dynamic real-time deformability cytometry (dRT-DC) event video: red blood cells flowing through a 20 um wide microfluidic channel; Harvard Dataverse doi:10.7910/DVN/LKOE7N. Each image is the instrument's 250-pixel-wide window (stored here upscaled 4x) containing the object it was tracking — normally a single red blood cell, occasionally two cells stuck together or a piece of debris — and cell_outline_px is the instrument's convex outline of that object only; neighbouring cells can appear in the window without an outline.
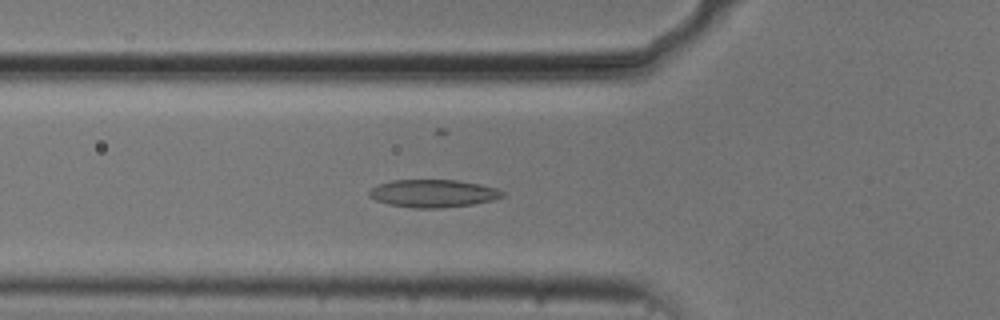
{"species": "common noctule bat (a hibernating species)", "species_latin": "Nyctalus noctula", "temperature_condition": "cold", "stored_images_in_passage": 54, "camera_frame_rate_fps": 3000, "um_per_image_px": 0.085, "animal": {"sex": "male", "body_mass_g": 20.5, "forearm_length_mm": 52.5}, "frame": {"image": 1, "passage_image": 19, "time_ms": 6.0, "image_size_px": [1000, 320], "cell_outline_px": [[508, 192], [504, 196], [492, 200], [472, 204], [440, 208], [412, 208], [388, 204], [376, 200], [368, 196], [368, 192], [372, 188], [380, 184], [392, 180], [456, 180], [480, 184], [496, 188]], "centroid_in_image_um": [36.84, 16.44], "position_along_channel_um": 89.0, "area_um2": 21.56}}
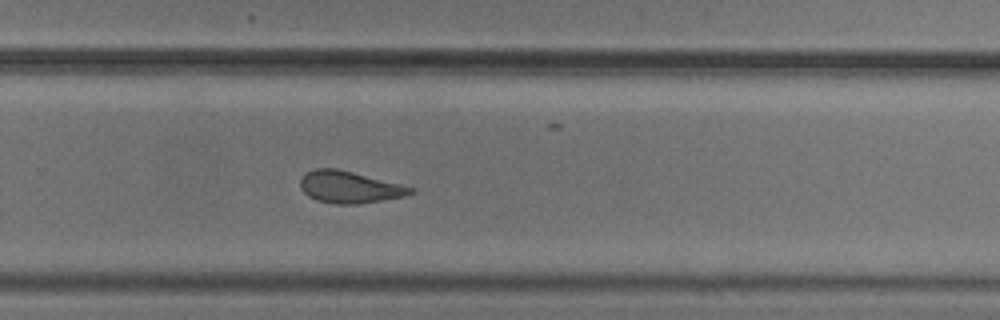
{"frame": {"image": 2, "passage_image": 36, "time_ms": 11.667, "image_size_px": [1000, 320], "cell_outline_px": [[416, 192], [404, 196], [356, 204], [332, 204], [316, 200], [308, 196], [300, 188], [300, 180], [304, 172], [316, 168], [336, 168], [416, 188]], "centroid_in_image_um": [29.67, 15.9], "position_along_channel_um": 300.1, "area_um2": 20.46}}
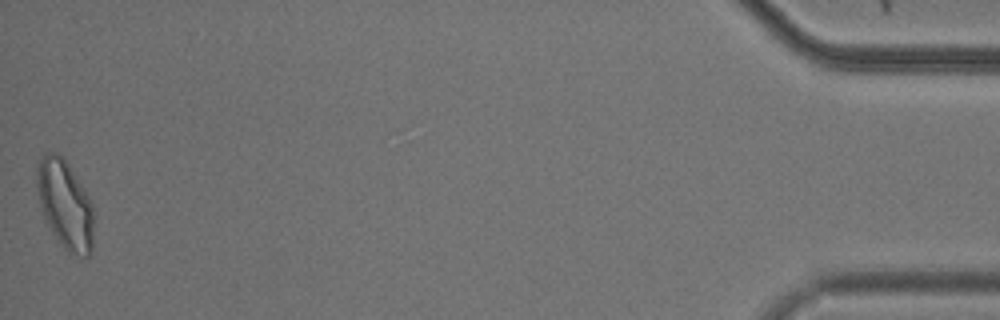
{"frame": {"image": 3, "passage_image": 54, "time_ms": 17.667, "image_size_px": [1000, 320], "cell_outline_px": [[92, 252], [88, 256], [84, 256], [68, 252], [60, 244], [44, 220], [36, 188], [36, 168], [44, 152], [56, 152], [68, 164], [84, 188], [92, 204]], "centroid_in_image_um": [5.5, 17.37], "position_along_channel_um": 429.7, "area_um2": 29.25}, "authors_computed_cell_mechanics": {"area_um2": 21.6172, "velocity_mm_per_s": 3.7182, "shape_relaxation_time_tau1_ms": null, "shape_relaxation_time_tau2_ms": 2.4254, "deformation_change_tau1": null, "deformation_change_tau2": 0.1016}}